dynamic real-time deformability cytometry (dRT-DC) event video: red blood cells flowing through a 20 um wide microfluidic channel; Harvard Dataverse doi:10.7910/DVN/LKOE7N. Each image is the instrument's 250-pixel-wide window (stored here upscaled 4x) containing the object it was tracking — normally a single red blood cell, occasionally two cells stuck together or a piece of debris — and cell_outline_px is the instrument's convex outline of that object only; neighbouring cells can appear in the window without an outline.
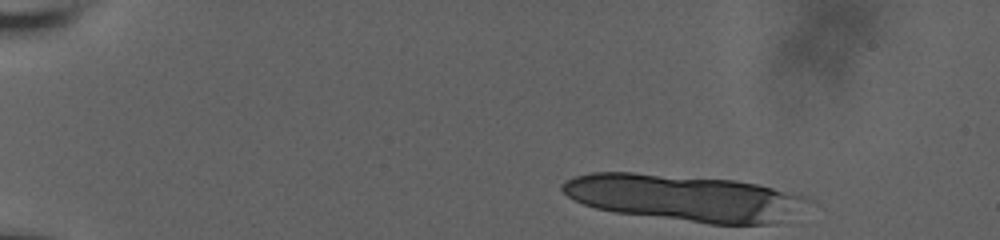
{"species": "human", "species_latin": "Homo sapiens", "temperature_condition": "room temperature", "stored_images_in_passage": 11, "camera_frame_rate_fps": 3000, "um_per_image_px": 0.085, "donor": {"sex": "male"}, "frame": {"image": 1, "passage_image": 1, "time_ms": 0.0, "image_size_px": [1000, 240], "cell_outline_px": [[812, 200], [768, 224], [708, 224], [616, 212], [596, 208], [584, 204], [568, 196], [560, 188], [560, 184], [576, 176], [592, 172], [632, 172], [736, 180], [756, 184], [808, 196]], "centroid_in_image_um": [58.07, 16.79], "position_along_channel_um": 26.9, "area_um2": 65.55}}